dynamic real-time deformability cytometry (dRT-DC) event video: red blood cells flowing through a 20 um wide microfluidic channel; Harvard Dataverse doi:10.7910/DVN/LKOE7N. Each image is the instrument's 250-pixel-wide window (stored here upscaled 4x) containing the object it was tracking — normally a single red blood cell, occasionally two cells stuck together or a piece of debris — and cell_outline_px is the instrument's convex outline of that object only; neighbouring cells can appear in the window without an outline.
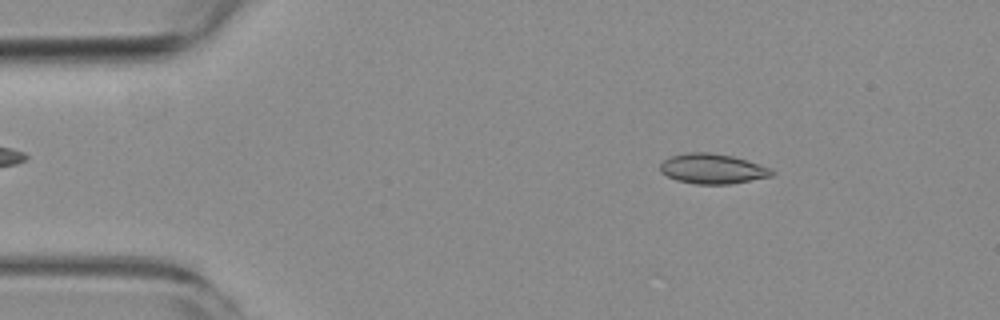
{"species": "common noctule bat (a hibernating species)", "species_latin": "Nyctalus noctula", "temperature_condition": "room temperature", "stored_images_in_passage": 54, "camera_frame_rate_fps": 3000, "um_per_image_px": 0.085, "animal": {"sex": "female", "body_mass_g": 19.3, "forearm_length_mm": 54.1}, "frame": {"image": 1, "passage_image": 7, "time_ms": 2.0, "image_size_px": [1000, 320], "cell_outline_px": [[776, 172], [772, 176], [728, 184], [696, 184], [676, 180], [660, 172], [660, 164], [664, 160], [672, 156], [688, 152], [712, 152], [732, 156], [748, 160], [772, 168]], "centroid_in_image_um": [60.58, 14.34], "position_along_channel_um": 24.4, "area_um2": 19.59}}
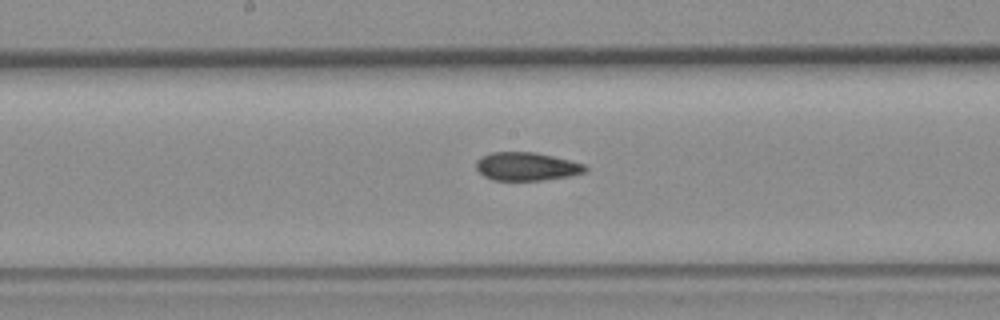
{"frame": {"image": 2, "passage_image": 27, "time_ms": 8.667, "image_size_px": [1000, 320], "cell_outline_px": [[588, 168], [584, 172], [568, 176], [540, 180], [492, 180], [484, 176], [476, 168], [476, 160], [480, 156], [492, 152], [536, 152], [584, 164]], "centroid_in_image_um": [44.71, 14.14], "position_along_channel_um": 203.5, "area_um2": 17.86}}
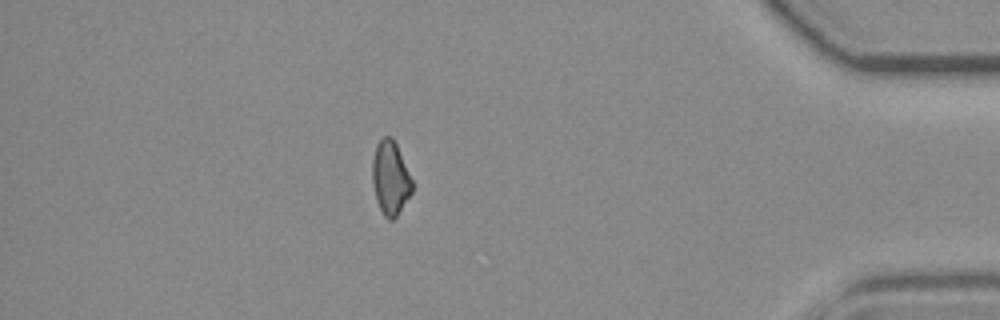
{"frame": {"image": 3, "passage_image": 47, "time_ms": 15.333, "image_size_px": [1000, 320], "cell_outline_px": [[412, 192], [396, 216], [392, 220], [388, 220], [384, 216], [376, 200], [372, 180], [372, 160], [376, 144], [384, 136], [392, 136], [396, 144], [412, 180]], "centroid_in_image_um": [33.16, 15.12], "position_along_channel_um": 402.0, "area_um2": 16.94}, "authors_computed_cell_mechanics": {"area_um2": 18.2359, "velocity_mm_per_s": 3.6755, "shape_relaxation_time_tau1_ms": null, "shape_relaxation_time_tau2_ms": 3.6667, "deformation_change_tau1": null, "deformation_change_tau2": 0.0906}}